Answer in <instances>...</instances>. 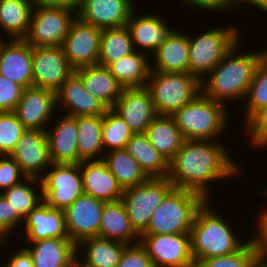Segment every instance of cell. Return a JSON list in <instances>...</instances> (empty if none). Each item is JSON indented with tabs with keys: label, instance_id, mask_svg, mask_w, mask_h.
Returning a JSON list of instances; mask_svg holds the SVG:
<instances>
[{
	"label": "cell",
	"instance_id": "obj_1",
	"mask_svg": "<svg viewBox=\"0 0 267 267\" xmlns=\"http://www.w3.org/2000/svg\"><path fill=\"white\" fill-rule=\"evenodd\" d=\"M226 146L219 139L184 140L180 150L169 162L167 178L174 187L196 192L210 201L211 182L231 179L241 172L242 167L229 157Z\"/></svg>",
	"mask_w": 267,
	"mask_h": 267
},
{
	"label": "cell",
	"instance_id": "obj_2",
	"mask_svg": "<svg viewBox=\"0 0 267 267\" xmlns=\"http://www.w3.org/2000/svg\"><path fill=\"white\" fill-rule=\"evenodd\" d=\"M242 40L201 80V93L204 96L224 105L229 104L228 101L238 102L245 99L255 70L267 55V49L240 54L238 51Z\"/></svg>",
	"mask_w": 267,
	"mask_h": 267
},
{
	"label": "cell",
	"instance_id": "obj_3",
	"mask_svg": "<svg viewBox=\"0 0 267 267\" xmlns=\"http://www.w3.org/2000/svg\"><path fill=\"white\" fill-rule=\"evenodd\" d=\"M209 200L197 210L192 224L191 252L194 262L232 254L239 250L247 240H241L233 231L229 220L222 217ZM231 226V227H230Z\"/></svg>",
	"mask_w": 267,
	"mask_h": 267
},
{
	"label": "cell",
	"instance_id": "obj_4",
	"mask_svg": "<svg viewBox=\"0 0 267 267\" xmlns=\"http://www.w3.org/2000/svg\"><path fill=\"white\" fill-rule=\"evenodd\" d=\"M227 114V106L201 93L172 116L185 140L216 141L228 129Z\"/></svg>",
	"mask_w": 267,
	"mask_h": 267
},
{
	"label": "cell",
	"instance_id": "obj_5",
	"mask_svg": "<svg viewBox=\"0 0 267 267\" xmlns=\"http://www.w3.org/2000/svg\"><path fill=\"white\" fill-rule=\"evenodd\" d=\"M205 201L196 192L173 187L154 210L142 234L190 233L195 214Z\"/></svg>",
	"mask_w": 267,
	"mask_h": 267
},
{
	"label": "cell",
	"instance_id": "obj_6",
	"mask_svg": "<svg viewBox=\"0 0 267 267\" xmlns=\"http://www.w3.org/2000/svg\"><path fill=\"white\" fill-rule=\"evenodd\" d=\"M208 29L199 36L189 34V73L200 80L242 39L236 24Z\"/></svg>",
	"mask_w": 267,
	"mask_h": 267
},
{
	"label": "cell",
	"instance_id": "obj_7",
	"mask_svg": "<svg viewBox=\"0 0 267 267\" xmlns=\"http://www.w3.org/2000/svg\"><path fill=\"white\" fill-rule=\"evenodd\" d=\"M146 88L158 115H173L201 94V80L190 73L150 72Z\"/></svg>",
	"mask_w": 267,
	"mask_h": 267
},
{
	"label": "cell",
	"instance_id": "obj_8",
	"mask_svg": "<svg viewBox=\"0 0 267 267\" xmlns=\"http://www.w3.org/2000/svg\"><path fill=\"white\" fill-rule=\"evenodd\" d=\"M167 177L149 178L146 182L124 190L121 199L134 230L141 235L148 227L154 210L173 188Z\"/></svg>",
	"mask_w": 267,
	"mask_h": 267
},
{
	"label": "cell",
	"instance_id": "obj_9",
	"mask_svg": "<svg viewBox=\"0 0 267 267\" xmlns=\"http://www.w3.org/2000/svg\"><path fill=\"white\" fill-rule=\"evenodd\" d=\"M77 12L66 8L34 6L23 40L32 47L62 46Z\"/></svg>",
	"mask_w": 267,
	"mask_h": 267
},
{
	"label": "cell",
	"instance_id": "obj_10",
	"mask_svg": "<svg viewBox=\"0 0 267 267\" xmlns=\"http://www.w3.org/2000/svg\"><path fill=\"white\" fill-rule=\"evenodd\" d=\"M49 168L40 178L43 201L64 211L84 194L80 164L51 163Z\"/></svg>",
	"mask_w": 267,
	"mask_h": 267
},
{
	"label": "cell",
	"instance_id": "obj_11",
	"mask_svg": "<svg viewBox=\"0 0 267 267\" xmlns=\"http://www.w3.org/2000/svg\"><path fill=\"white\" fill-rule=\"evenodd\" d=\"M141 245L156 267H194L190 233L141 234Z\"/></svg>",
	"mask_w": 267,
	"mask_h": 267
},
{
	"label": "cell",
	"instance_id": "obj_12",
	"mask_svg": "<svg viewBox=\"0 0 267 267\" xmlns=\"http://www.w3.org/2000/svg\"><path fill=\"white\" fill-rule=\"evenodd\" d=\"M101 34L102 29L76 16L61 46L74 70L98 64Z\"/></svg>",
	"mask_w": 267,
	"mask_h": 267
},
{
	"label": "cell",
	"instance_id": "obj_13",
	"mask_svg": "<svg viewBox=\"0 0 267 267\" xmlns=\"http://www.w3.org/2000/svg\"><path fill=\"white\" fill-rule=\"evenodd\" d=\"M33 86L56 92L74 72L61 46L32 47Z\"/></svg>",
	"mask_w": 267,
	"mask_h": 267
},
{
	"label": "cell",
	"instance_id": "obj_14",
	"mask_svg": "<svg viewBox=\"0 0 267 267\" xmlns=\"http://www.w3.org/2000/svg\"><path fill=\"white\" fill-rule=\"evenodd\" d=\"M105 203L83 194L64 210L68 236L76 245L85 238L98 237Z\"/></svg>",
	"mask_w": 267,
	"mask_h": 267
},
{
	"label": "cell",
	"instance_id": "obj_15",
	"mask_svg": "<svg viewBox=\"0 0 267 267\" xmlns=\"http://www.w3.org/2000/svg\"><path fill=\"white\" fill-rule=\"evenodd\" d=\"M56 107V92L32 86L24 89L14 113L26 129L46 131Z\"/></svg>",
	"mask_w": 267,
	"mask_h": 267
},
{
	"label": "cell",
	"instance_id": "obj_16",
	"mask_svg": "<svg viewBox=\"0 0 267 267\" xmlns=\"http://www.w3.org/2000/svg\"><path fill=\"white\" fill-rule=\"evenodd\" d=\"M112 110L126 122L133 133H145L158 115L146 87L124 88Z\"/></svg>",
	"mask_w": 267,
	"mask_h": 267
},
{
	"label": "cell",
	"instance_id": "obj_17",
	"mask_svg": "<svg viewBox=\"0 0 267 267\" xmlns=\"http://www.w3.org/2000/svg\"><path fill=\"white\" fill-rule=\"evenodd\" d=\"M10 156L27 177L40 179L51 165L46 131L27 129Z\"/></svg>",
	"mask_w": 267,
	"mask_h": 267
},
{
	"label": "cell",
	"instance_id": "obj_18",
	"mask_svg": "<svg viewBox=\"0 0 267 267\" xmlns=\"http://www.w3.org/2000/svg\"><path fill=\"white\" fill-rule=\"evenodd\" d=\"M134 0H81L77 16L100 29L127 25L136 9Z\"/></svg>",
	"mask_w": 267,
	"mask_h": 267
},
{
	"label": "cell",
	"instance_id": "obj_19",
	"mask_svg": "<svg viewBox=\"0 0 267 267\" xmlns=\"http://www.w3.org/2000/svg\"><path fill=\"white\" fill-rule=\"evenodd\" d=\"M32 46L23 39L0 43V74L25 89L33 86Z\"/></svg>",
	"mask_w": 267,
	"mask_h": 267
},
{
	"label": "cell",
	"instance_id": "obj_20",
	"mask_svg": "<svg viewBox=\"0 0 267 267\" xmlns=\"http://www.w3.org/2000/svg\"><path fill=\"white\" fill-rule=\"evenodd\" d=\"M55 121L46 130L51 163L80 164L76 117L61 113Z\"/></svg>",
	"mask_w": 267,
	"mask_h": 267
},
{
	"label": "cell",
	"instance_id": "obj_21",
	"mask_svg": "<svg viewBox=\"0 0 267 267\" xmlns=\"http://www.w3.org/2000/svg\"><path fill=\"white\" fill-rule=\"evenodd\" d=\"M56 104L62 107V111L65 110V115L74 117L103 115L107 110L85 89L75 72L56 91Z\"/></svg>",
	"mask_w": 267,
	"mask_h": 267
},
{
	"label": "cell",
	"instance_id": "obj_22",
	"mask_svg": "<svg viewBox=\"0 0 267 267\" xmlns=\"http://www.w3.org/2000/svg\"><path fill=\"white\" fill-rule=\"evenodd\" d=\"M137 15L134 11L126 25L131 34L134 50L142 53L149 51L148 54L151 52L153 54L175 28L170 27L165 18L155 12L140 14L138 17Z\"/></svg>",
	"mask_w": 267,
	"mask_h": 267
},
{
	"label": "cell",
	"instance_id": "obj_23",
	"mask_svg": "<svg viewBox=\"0 0 267 267\" xmlns=\"http://www.w3.org/2000/svg\"><path fill=\"white\" fill-rule=\"evenodd\" d=\"M84 194L104 202H117L123 198V188L100 160H85L80 163Z\"/></svg>",
	"mask_w": 267,
	"mask_h": 267
},
{
	"label": "cell",
	"instance_id": "obj_24",
	"mask_svg": "<svg viewBox=\"0 0 267 267\" xmlns=\"http://www.w3.org/2000/svg\"><path fill=\"white\" fill-rule=\"evenodd\" d=\"M23 229L27 243L49 238L69 237L64 211L50 207L44 201L24 217Z\"/></svg>",
	"mask_w": 267,
	"mask_h": 267
},
{
	"label": "cell",
	"instance_id": "obj_25",
	"mask_svg": "<svg viewBox=\"0 0 267 267\" xmlns=\"http://www.w3.org/2000/svg\"><path fill=\"white\" fill-rule=\"evenodd\" d=\"M151 55L150 72L189 73L188 33L174 29Z\"/></svg>",
	"mask_w": 267,
	"mask_h": 267
},
{
	"label": "cell",
	"instance_id": "obj_26",
	"mask_svg": "<svg viewBox=\"0 0 267 267\" xmlns=\"http://www.w3.org/2000/svg\"><path fill=\"white\" fill-rule=\"evenodd\" d=\"M81 78L86 90L107 109H112L124 87L109 69L101 65H91L74 70Z\"/></svg>",
	"mask_w": 267,
	"mask_h": 267
},
{
	"label": "cell",
	"instance_id": "obj_27",
	"mask_svg": "<svg viewBox=\"0 0 267 267\" xmlns=\"http://www.w3.org/2000/svg\"><path fill=\"white\" fill-rule=\"evenodd\" d=\"M34 267H70L77 256L76 244L69 238H49L29 242Z\"/></svg>",
	"mask_w": 267,
	"mask_h": 267
},
{
	"label": "cell",
	"instance_id": "obj_28",
	"mask_svg": "<svg viewBox=\"0 0 267 267\" xmlns=\"http://www.w3.org/2000/svg\"><path fill=\"white\" fill-rule=\"evenodd\" d=\"M98 237L127 245L139 243L140 235L131 226L122 200L104 204Z\"/></svg>",
	"mask_w": 267,
	"mask_h": 267
},
{
	"label": "cell",
	"instance_id": "obj_29",
	"mask_svg": "<svg viewBox=\"0 0 267 267\" xmlns=\"http://www.w3.org/2000/svg\"><path fill=\"white\" fill-rule=\"evenodd\" d=\"M145 133L153 147L168 162L180 150L185 140L172 115H157Z\"/></svg>",
	"mask_w": 267,
	"mask_h": 267
},
{
	"label": "cell",
	"instance_id": "obj_30",
	"mask_svg": "<svg viewBox=\"0 0 267 267\" xmlns=\"http://www.w3.org/2000/svg\"><path fill=\"white\" fill-rule=\"evenodd\" d=\"M126 246L127 244L115 240L88 237L76 245V254H85L81 261L90 267H117ZM81 250L83 252L80 253Z\"/></svg>",
	"mask_w": 267,
	"mask_h": 267
},
{
	"label": "cell",
	"instance_id": "obj_31",
	"mask_svg": "<svg viewBox=\"0 0 267 267\" xmlns=\"http://www.w3.org/2000/svg\"><path fill=\"white\" fill-rule=\"evenodd\" d=\"M147 52L134 51L122 59L111 62L107 68L124 88L146 87L150 74Z\"/></svg>",
	"mask_w": 267,
	"mask_h": 267
},
{
	"label": "cell",
	"instance_id": "obj_32",
	"mask_svg": "<svg viewBox=\"0 0 267 267\" xmlns=\"http://www.w3.org/2000/svg\"><path fill=\"white\" fill-rule=\"evenodd\" d=\"M125 150L138 161L149 178L168 176L169 162L153 147L146 133H134Z\"/></svg>",
	"mask_w": 267,
	"mask_h": 267
},
{
	"label": "cell",
	"instance_id": "obj_33",
	"mask_svg": "<svg viewBox=\"0 0 267 267\" xmlns=\"http://www.w3.org/2000/svg\"><path fill=\"white\" fill-rule=\"evenodd\" d=\"M102 122L103 115L76 117L80 163L103 158L105 151L102 145Z\"/></svg>",
	"mask_w": 267,
	"mask_h": 267
},
{
	"label": "cell",
	"instance_id": "obj_34",
	"mask_svg": "<svg viewBox=\"0 0 267 267\" xmlns=\"http://www.w3.org/2000/svg\"><path fill=\"white\" fill-rule=\"evenodd\" d=\"M33 7L32 0H0V28L9 39L27 34Z\"/></svg>",
	"mask_w": 267,
	"mask_h": 267
},
{
	"label": "cell",
	"instance_id": "obj_35",
	"mask_svg": "<svg viewBox=\"0 0 267 267\" xmlns=\"http://www.w3.org/2000/svg\"><path fill=\"white\" fill-rule=\"evenodd\" d=\"M102 160L123 190L146 182L149 177L125 149L107 151Z\"/></svg>",
	"mask_w": 267,
	"mask_h": 267
},
{
	"label": "cell",
	"instance_id": "obj_36",
	"mask_svg": "<svg viewBox=\"0 0 267 267\" xmlns=\"http://www.w3.org/2000/svg\"><path fill=\"white\" fill-rule=\"evenodd\" d=\"M134 51L131 34L126 26L102 29L98 65L107 67Z\"/></svg>",
	"mask_w": 267,
	"mask_h": 267
},
{
	"label": "cell",
	"instance_id": "obj_37",
	"mask_svg": "<svg viewBox=\"0 0 267 267\" xmlns=\"http://www.w3.org/2000/svg\"><path fill=\"white\" fill-rule=\"evenodd\" d=\"M35 189H38V192ZM0 194L23 217L43 201L41 180L35 177H26L25 181L15 184Z\"/></svg>",
	"mask_w": 267,
	"mask_h": 267
},
{
	"label": "cell",
	"instance_id": "obj_38",
	"mask_svg": "<svg viewBox=\"0 0 267 267\" xmlns=\"http://www.w3.org/2000/svg\"><path fill=\"white\" fill-rule=\"evenodd\" d=\"M133 134L126 122L112 109L105 111L102 122V145L105 153L125 149Z\"/></svg>",
	"mask_w": 267,
	"mask_h": 267
},
{
	"label": "cell",
	"instance_id": "obj_39",
	"mask_svg": "<svg viewBox=\"0 0 267 267\" xmlns=\"http://www.w3.org/2000/svg\"><path fill=\"white\" fill-rule=\"evenodd\" d=\"M244 101L246 102L244 123L256 111L267 106V55L257 66Z\"/></svg>",
	"mask_w": 267,
	"mask_h": 267
},
{
	"label": "cell",
	"instance_id": "obj_40",
	"mask_svg": "<svg viewBox=\"0 0 267 267\" xmlns=\"http://www.w3.org/2000/svg\"><path fill=\"white\" fill-rule=\"evenodd\" d=\"M257 261L255 245L248 239L236 252L196 261L194 267H253Z\"/></svg>",
	"mask_w": 267,
	"mask_h": 267
},
{
	"label": "cell",
	"instance_id": "obj_41",
	"mask_svg": "<svg viewBox=\"0 0 267 267\" xmlns=\"http://www.w3.org/2000/svg\"><path fill=\"white\" fill-rule=\"evenodd\" d=\"M26 131L14 112H0V155H10Z\"/></svg>",
	"mask_w": 267,
	"mask_h": 267
},
{
	"label": "cell",
	"instance_id": "obj_42",
	"mask_svg": "<svg viewBox=\"0 0 267 267\" xmlns=\"http://www.w3.org/2000/svg\"><path fill=\"white\" fill-rule=\"evenodd\" d=\"M243 127L252 147H267V106L256 111L244 124Z\"/></svg>",
	"mask_w": 267,
	"mask_h": 267
},
{
	"label": "cell",
	"instance_id": "obj_43",
	"mask_svg": "<svg viewBox=\"0 0 267 267\" xmlns=\"http://www.w3.org/2000/svg\"><path fill=\"white\" fill-rule=\"evenodd\" d=\"M26 177L14 158L10 155H0V193L25 180Z\"/></svg>",
	"mask_w": 267,
	"mask_h": 267
},
{
	"label": "cell",
	"instance_id": "obj_44",
	"mask_svg": "<svg viewBox=\"0 0 267 267\" xmlns=\"http://www.w3.org/2000/svg\"><path fill=\"white\" fill-rule=\"evenodd\" d=\"M22 222L24 217L0 194V234L5 239H10L12 230L15 232V229L20 228L21 224L23 225Z\"/></svg>",
	"mask_w": 267,
	"mask_h": 267
},
{
	"label": "cell",
	"instance_id": "obj_45",
	"mask_svg": "<svg viewBox=\"0 0 267 267\" xmlns=\"http://www.w3.org/2000/svg\"><path fill=\"white\" fill-rule=\"evenodd\" d=\"M24 89L0 74V112H14Z\"/></svg>",
	"mask_w": 267,
	"mask_h": 267
},
{
	"label": "cell",
	"instance_id": "obj_46",
	"mask_svg": "<svg viewBox=\"0 0 267 267\" xmlns=\"http://www.w3.org/2000/svg\"><path fill=\"white\" fill-rule=\"evenodd\" d=\"M117 267H153V263L139 242L125 247Z\"/></svg>",
	"mask_w": 267,
	"mask_h": 267
},
{
	"label": "cell",
	"instance_id": "obj_47",
	"mask_svg": "<svg viewBox=\"0 0 267 267\" xmlns=\"http://www.w3.org/2000/svg\"><path fill=\"white\" fill-rule=\"evenodd\" d=\"M257 216L255 236L250 237L255 245L257 260L267 264V209Z\"/></svg>",
	"mask_w": 267,
	"mask_h": 267
},
{
	"label": "cell",
	"instance_id": "obj_48",
	"mask_svg": "<svg viewBox=\"0 0 267 267\" xmlns=\"http://www.w3.org/2000/svg\"><path fill=\"white\" fill-rule=\"evenodd\" d=\"M184 3L186 7L191 9L216 11L219 13L231 11L230 0H182L181 4ZM193 7V8H192ZM228 10V11H227Z\"/></svg>",
	"mask_w": 267,
	"mask_h": 267
},
{
	"label": "cell",
	"instance_id": "obj_49",
	"mask_svg": "<svg viewBox=\"0 0 267 267\" xmlns=\"http://www.w3.org/2000/svg\"><path fill=\"white\" fill-rule=\"evenodd\" d=\"M34 267L33 259L30 252L25 246L20 247V251H16L10 256L6 263L0 267Z\"/></svg>",
	"mask_w": 267,
	"mask_h": 267
},
{
	"label": "cell",
	"instance_id": "obj_50",
	"mask_svg": "<svg viewBox=\"0 0 267 267\" xmlns=\"http://www.w3.org/2000/svg\"><path fill=\"white\" fill-rule=\"evenodd\" d=\"M34 6L66 8L78 11L81 0H32Z\"/></svg>",
	"mask_w": 267,
	"mask_h": 267
},
{
	"label": "cell",
	"instance_id": "obj_51",
	"mask_svg": "<svg viewBox=\"0 0 267 267\" xmlns=\"http://www.w3.org/2000/svg\"><path fill=\"white\" fill-rule=\"evenodd\" d=\"M231 10L233 9L235 12L239 10L242 11V5H247V8L255 7L260 8L261 11H264L267 14V0H230ZM249 6V7H248Z\"/></svg>",
	"mask_w": 267,
	"mask_h": 267
},
{
	"label": "cell",
	"instance_id": "obj_52",
	"mask_svg": "<svg viewBox=\"0 0 267 267\" xmlns=\"http://www.w3.org/2000/svg\"><path fill=\"white\" fill-rule=\"evenodd\" d=\"M82 258H80L79 256H76L70 267H90L87 264H85L83 261H81Z\"/></svg>",
	"mask_w": 267,
	"mask_h": 267
},
{
	"label": "cell",
	"instance_id": "obj_53",
	"mask_svg": "<svg viewBox=\"0 0 267 267\" xmlns=\"http://www.w3.org/2000/svg\"><path fill=\"white\" fill-rule=\"evenodd\" d=\"M7 244V245H6ZM1 246H6L8 247V243L6 242V239L0 234V249L2 248Z\"/></svg>",
	"mask_w": 267,
	"mask_h": 267
},
{
	"label": "cell",
	"instance_id": "obj_54",
	"mask_svg": "<svg viewBox=\"0 0 267 267\" xmlns=\"http://www.w3.org/2000/svg\"><path fill=\"white\" fill-rule=\"evenodd\" d=\"M253 267H267V264L257 261Z\"/></svg>",
	"mask_w": 267,
	"mask_h": 267
},
{
	"label": "cell",
	"instance_id": "obj_55",
	"mask_svg": "<svg viewBox=\"0 0 267 267\" xmlns=\"http://www.w3.org/2000/svg\"><path fill=\"white\" fill-rule=\"evenodd\" d=\"M262 191H263L262 195L265 194L267 196V189H262Z\"/></svg>",
	"mask_w": 267,
	"mask_h": 267
},
{
	"label": "cell",
	"instance_id": "obj_56",
	"mask_svg": "<svg viewBox=\"0 0 267 267\" xmlns=\"http://www.w3.org/2000/svg\"><path fill=\"white\" fill-rule=\"evenodd\" d=\"M3 39H4V38H3V37L1 38V36H0V43L3 41Z\"/></svg>",
	"mask_w": 267,
	"mask_h": 267
}]
</instances>
